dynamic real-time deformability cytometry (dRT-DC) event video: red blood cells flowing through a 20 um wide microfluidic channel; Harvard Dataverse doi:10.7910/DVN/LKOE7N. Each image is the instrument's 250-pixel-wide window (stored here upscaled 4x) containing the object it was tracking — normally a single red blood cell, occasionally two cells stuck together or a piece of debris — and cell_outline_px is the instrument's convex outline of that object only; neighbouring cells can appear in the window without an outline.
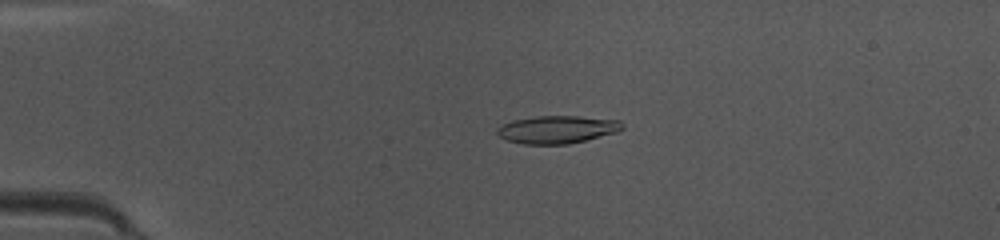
{"species": "common noctule bat (a hibernating species)", "species_latin": "Nyctalus noctula", "temperature_condition": "warm", "stored_images_in_passage": 49, "camera_frame_rate_fps": 3000, "um_per_image_px": 0.085, "animal": {"sex": "female", "body_mass_g": 10.0, "forearm_length_mm": 53.1}, "frame": {"image": 1, "passage_image": 12, "time_ms": 3.667, "image_size_px": [1000, 240], "cell_outline_px": [[624, 128], [616, 132], [568, 144], [524, 144], [508, 140], [500, 136], [496, 132], [496, 128], [512, 120], [536, 116], [576, 116], [620, 120], [624, 124]], "centroid_in_image_um": [47.36, 11.0], "position_along_channel_um": 37.6, "area_um2": 20.06}}
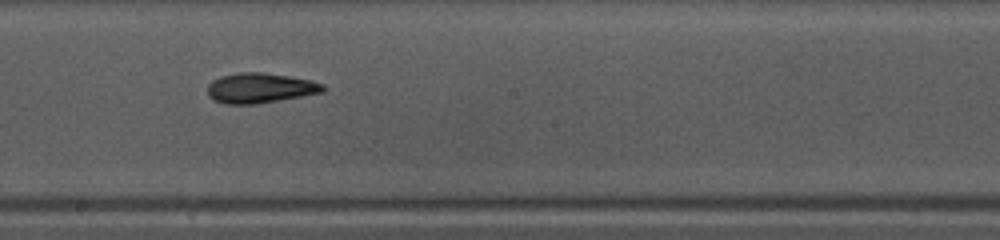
{"frame": {"image": 2, "passage_image": 28, "time_ms": 9.0, "image_size_px": [1000, 240], "cell_outline_px": [[328, 88], [324, 92], [256, 104], [224, 104], [212, 100], [208, 96], [208, 84], [212, 80], [220, 76], [236, 72], [264, 72], [292, 76], [312, 80], [324, 84]], "centroid_in_image_um": [22.12, 7.47], "position_along_channel_um": 226.1, "area_um2": 20.63}}
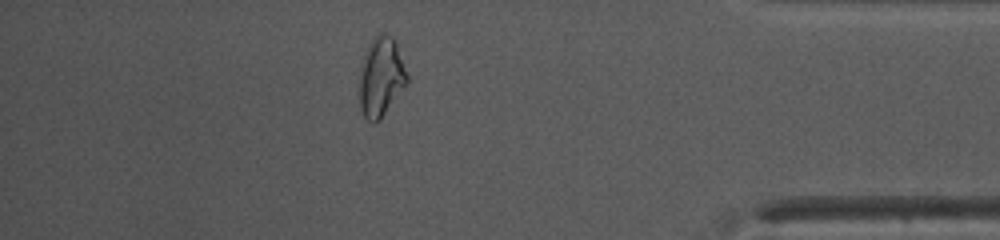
{"frame": {"image": 3, "passage_image": 43, "time_ms": 14.0, "image_size_px": [1000, 240], "cell_outline_px": [[408, 84], [380, 120], [372, 124], [364, 116], [360, 108], [360, 68], [364, 52], [368, 44], [380, 32], [384, 32], [392, 36], [396, 40], [408, 76]], "centroid_in_image_um": [32.4, 6.53], "position_along_channel_um": 402.8, "area_um2": 22.43}, "authors_computed_cell_mechanics": {"area_um2": 19.8832, "velocity_mm_per_s": 4.1638, "shape_relaxation_time_tau1_ms": 6.7059, "shape_relaxation_time_tau2_ms": 2.3289, "deformation_change_tau1": 0.2152, "deformation_change_tau2": 0.0951}}